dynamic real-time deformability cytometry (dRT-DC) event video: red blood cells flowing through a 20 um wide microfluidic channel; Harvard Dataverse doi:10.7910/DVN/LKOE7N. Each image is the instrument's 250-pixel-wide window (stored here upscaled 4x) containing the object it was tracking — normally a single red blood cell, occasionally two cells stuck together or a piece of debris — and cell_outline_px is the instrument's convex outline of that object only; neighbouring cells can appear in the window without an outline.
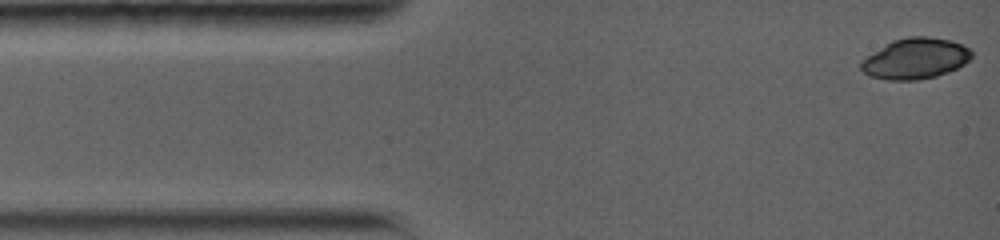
{"species": "common noctule bat (a hibernating species)", "species_latin": "Nyctalus noctula", "temperature_condition": "warm", "stored_images_in_passage": 6, "camera_frame_rate_fps": 5000, "um_per_image_px": 0.085, "animal": {"sex": "female", "body_mass_g": 19.0, "forearm_length_mm": 56.7}, "frame": {"image": 1, "passage_image": 1, "time_ms": 0.0, "image_size_px": [1000, 240], "cell_outline_px": [[972, 56], [964, 64], [948, 72], [936, 76], [920, 80], [888, 80], [868, 76], [860, 68], [860, 60], [892, 40], [908, 36], [928, 36], [952, 40], [972, 48]], "centroid_in_image_um": [77.81, 4.97], "position_along_channel_um": 7.2, "area_um2": 26.59}}
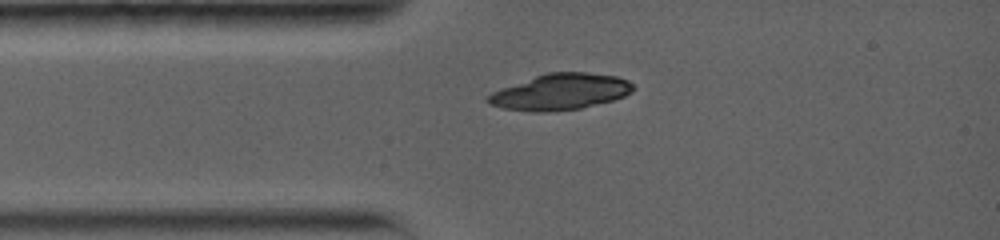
{"frame": {"image": 2, "passage_image": 6, "time_ms": 2.6, "image_size_px": [1000, 240], "cell_outline_px": [[636, 88], [632, 92], [624, 96], [612, 100], [580, 108], [548, 112], [536, 112], [504, 108], [488, 104], [484, 100], [492, 92], [536, 76], [548, 72], [588, 72], [616, 76], [628, 80]], "centroid_in_image_um": [47.65, 7.81], "position_along_channel_um": 37.3, "area_um2": 30.29}}